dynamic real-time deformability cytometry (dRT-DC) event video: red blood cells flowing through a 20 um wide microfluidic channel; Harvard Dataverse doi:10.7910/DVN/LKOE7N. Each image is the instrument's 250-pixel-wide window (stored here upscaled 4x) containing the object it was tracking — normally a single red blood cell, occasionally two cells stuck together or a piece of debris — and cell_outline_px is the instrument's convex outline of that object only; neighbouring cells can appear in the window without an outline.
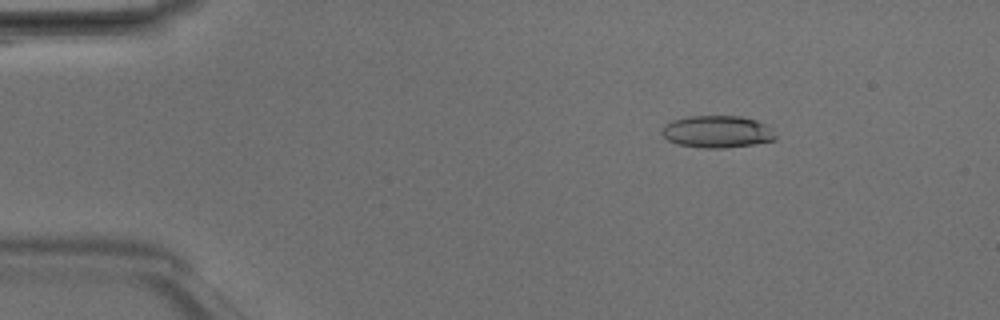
{"species": "Egyptian fruit bat (a non-hibernating species)", "species_latin": "Rousettus aegyptiacus", "temperature_condition": "room temperature", "stored_images_in_passage": 4, "camera_frame_rate_fps": 3000, "um_per_image_px": 0.085, "animal": {"sex": "male"}, "frame": {"image": 1, "passage_image": 2, "time_ms": 0.333, "image_size_px": [1000, 320], "cell_outline_px": [[776, 140], [752, 144], [724, 148], [704, 148], [680, 144], [668, 140], [660, 132], [664, 124], [672, 120], [688, 116], [740, 116], [756, 120], [764, 124], [776, 136]], "centroid_in_image_um": [60.92, 11.19], "position_along_channel_um": 24.1, "area_um2": 21.1}}
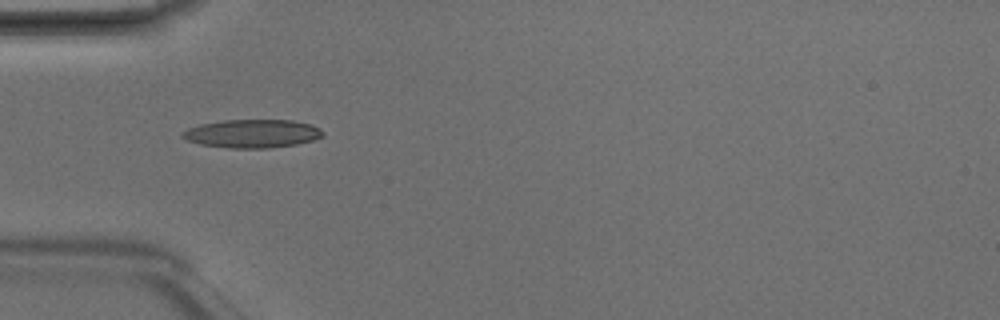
{"frame": {"image": 2, "passage_image": 4, "time_ms": 1.0, "image_size_px": [1000, 320], "cell_outline_px": [[324, 136], [312, 140], [296, 144], [268, 148], [228, 148], [200, 144], [188, 140], [180, 136], [180, 132], [188, 128], [200, 124], [224, 120], [292, 120], [312, 124], [320, 128], [324, 132]], "centroid_in_image_um": [21.44, 11.35], "position_along_channel_um": 63.6, "area_um2": 23.29}}